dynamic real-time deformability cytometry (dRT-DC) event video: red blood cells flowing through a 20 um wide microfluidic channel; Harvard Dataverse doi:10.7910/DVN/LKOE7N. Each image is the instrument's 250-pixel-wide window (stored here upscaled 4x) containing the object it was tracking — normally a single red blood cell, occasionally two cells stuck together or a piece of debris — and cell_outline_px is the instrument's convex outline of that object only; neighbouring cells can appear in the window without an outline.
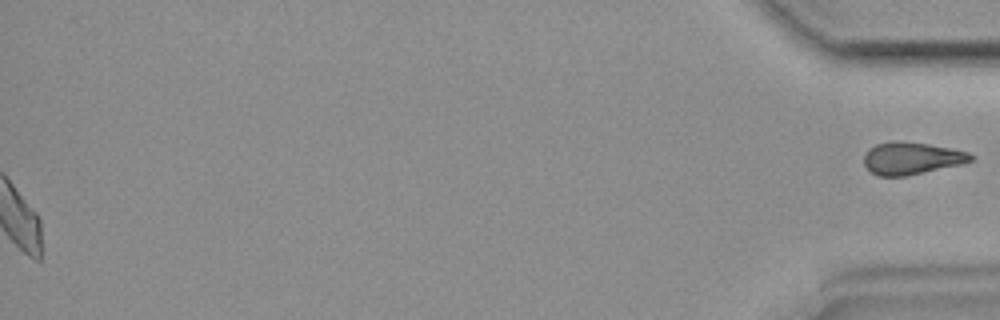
{"species": "common noctule bat (a hibernating species)", "species_latin": "Nyctalus noctula", "temperature_condition": "room temperature", "stored_images_in_passage": 46, "segment_of_instrument_passage": [2, 2], "camera_frame_rate_fps": 3000, "um_per_image_px": 0.085, "animal": {"sex": "female", "body_mass_g": 19.9}, "frame": {"image": 1, "passage_image": 46, "time_ms": 15.0, "image_size_px": [1000, 320], "cell_outline_px": [[972, 160], [960, 164], [908, 176], [876, 176], [864, 164], [864, 156], [868, 148], [876, 144], [896, 140], [900, 140], [928, 144], [952, 148], [968, 152], [972, 156]], "centroid_in_image_um": [77.44, 13.44], "position_along_channel_um": 357.8, "area_um2": 20.11}}